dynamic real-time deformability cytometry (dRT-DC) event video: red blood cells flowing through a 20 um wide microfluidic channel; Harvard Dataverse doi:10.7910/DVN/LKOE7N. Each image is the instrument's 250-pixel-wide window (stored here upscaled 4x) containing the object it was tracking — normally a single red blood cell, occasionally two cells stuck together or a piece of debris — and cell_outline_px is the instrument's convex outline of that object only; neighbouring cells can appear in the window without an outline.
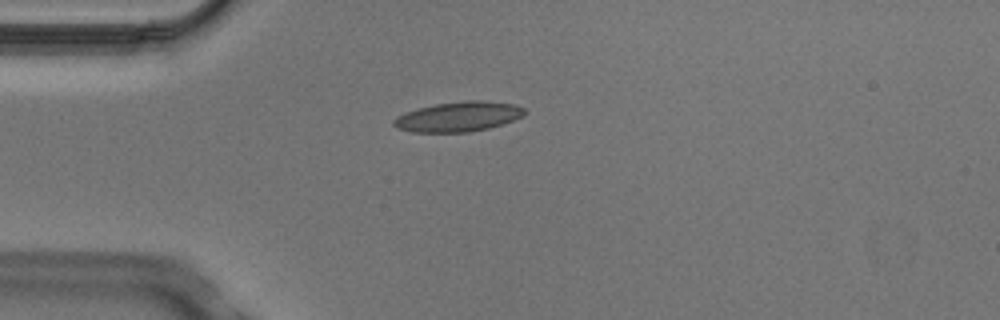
{"species": "Egyptian fruit bat (a non-hibernating species)", "species_latin": "Rousettus aegyptiacus", "temperature_condition": "cold", "stored_images_in_passage": 4, "camera_frame_rate_fps": 3000, "um_per_image_px": 0.085, "animal": {"sex": "male"}, "frame": {"image": 1, "passage_image": 4, "time_ms": 1.0, "image_size_px": [1000, 320], "cell_outline_px": [[524, 116], [488, 128], [468, 132], [412, 132], [396, 128], [392, 124], [392, 120], [396, 116], [420, 108], [436, 104], [468, 100], [484, 100], [516, 104], [524, 108]], "centroid_in_image_um": [38.95, 9.91], "position_along_channel_um": 46.0, "area_um2": 22.66}}